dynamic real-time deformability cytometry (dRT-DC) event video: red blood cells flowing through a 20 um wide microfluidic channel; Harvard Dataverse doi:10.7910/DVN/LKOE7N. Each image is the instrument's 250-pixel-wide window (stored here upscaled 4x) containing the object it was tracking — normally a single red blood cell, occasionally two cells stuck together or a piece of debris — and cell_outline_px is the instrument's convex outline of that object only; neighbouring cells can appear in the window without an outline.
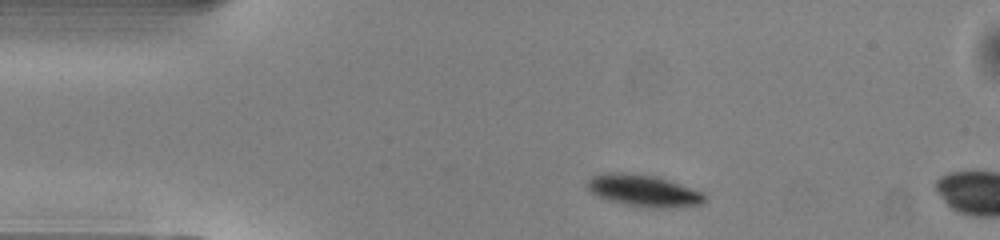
{"species": "common noctule bat (a hibernating species)", "species_latin": "Nyctalus noctula", "temperature_condition": "warm", "stored_images_in_passage": 4, "camera_frame_rate_fps": 3000, "um_per_image_px": 0.085, "animal": {"sex": "male", "body_mass_g": 13.0, "forearm_length_mm": 53.1}, "frame": {"image": 1, "passage_image": 1, "time_ms": 0.0, "image_size_px": [1000, 240], "cell_outline_px": [[708, 200], [700, 204], [660, 208], [652, 208], [628, 204], [612, 200], [600, 196], [592, 192], [588, 188], [588, 180], [592, 176], [604, 172], [620, 172], [660, 176], [704, 192], [708, 196]], "centroid_in_image_um": [54.79, 16.17], "position_along_channel_um": 30.2, "area_um2": 21.68}}